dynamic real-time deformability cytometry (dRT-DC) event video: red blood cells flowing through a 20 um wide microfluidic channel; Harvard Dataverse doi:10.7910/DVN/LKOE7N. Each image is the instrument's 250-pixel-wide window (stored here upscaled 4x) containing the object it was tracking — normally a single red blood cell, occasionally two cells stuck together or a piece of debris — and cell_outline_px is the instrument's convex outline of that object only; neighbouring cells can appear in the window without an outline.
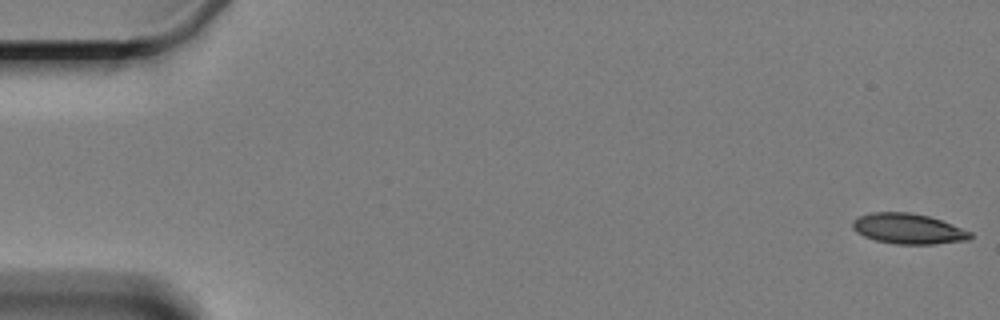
{"species": "Egyptian fruit bat (a non-hibernating species)", "species_latin": "Rousettus aegyptiacus", "temperature_condition": "cold", "stored_images_in_passage": 7, "camera_frame_rate_fps": 3000, "um_per_image_px": 0.085, "animal": {"sex": "female"}, "frame": {"image": 1, "passage_image": 1, "time_ms": 0.0, "image_size_px": [1000, 320], "cell_outline_px": [[972, 236], [968, 240], [936, 244], [896, 244], [876, 240], [864, 236], [856, 232], [852, 228], [852, 220], [856, 216], [872, 212], [912, 212], [928, 216], [952, 224], [972, 232]], "centroid_in_image_um": [77.17, 19.43], "position_along_channel_um": 7.8, "area_um2": 20.98}}
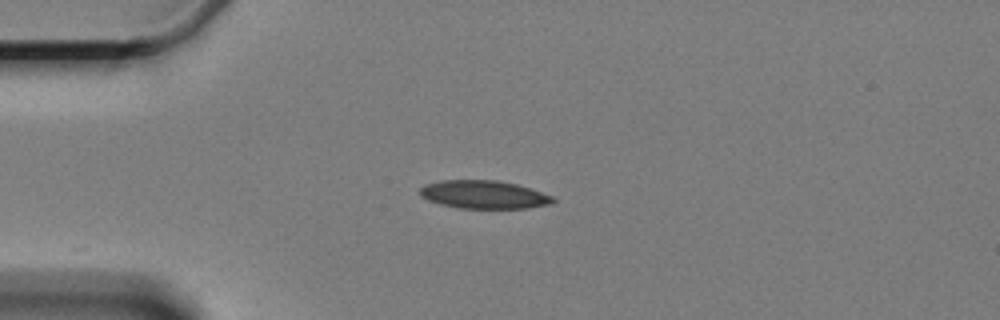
{"frame": {"image": 2, "passage_image": 5, "time_ms": 4.667, "image_size_px": [1000, 320], "cell_outline_px": [[556, 200], [552, 204], [528, 208], [460, 208], [440, 204], [428, 200], [420, 196], [420, 188], [424, 184], [440, 180], [496, 180], [516, 184], [552, 196]], "centroid_in_image_um": [41.1, 16.54], "position_along_channel_um": 43.9, "area_um2": 21.79}}
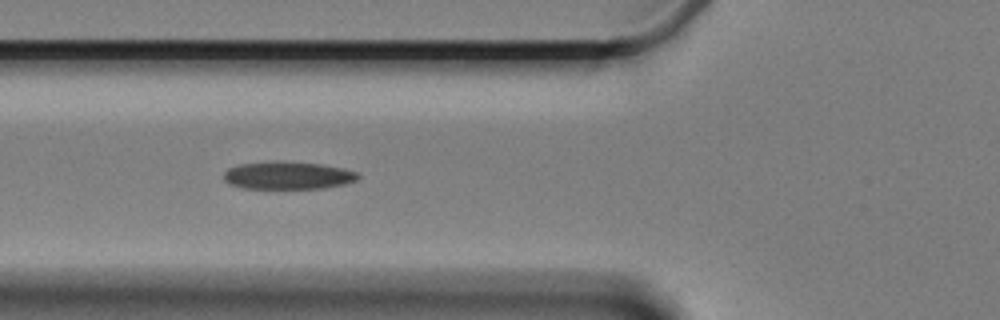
{"frame": {"image": 3, "passage_image": 7, "time_ms": 7.0, "image_size_px": [1000, 320], "cell_outline_px": [[360, 176], [356, 180], [344, 184], [324, 188], [240, 188], [228, 184], [224, 180], [224, 172], [228, 168], [240, 164], [320, 164], [344, 168], [356, 172]], "centroid_in_image_um": [24.47, 14.96], "position_along_channel_um": 101.3, "area_um2": 20.63}}